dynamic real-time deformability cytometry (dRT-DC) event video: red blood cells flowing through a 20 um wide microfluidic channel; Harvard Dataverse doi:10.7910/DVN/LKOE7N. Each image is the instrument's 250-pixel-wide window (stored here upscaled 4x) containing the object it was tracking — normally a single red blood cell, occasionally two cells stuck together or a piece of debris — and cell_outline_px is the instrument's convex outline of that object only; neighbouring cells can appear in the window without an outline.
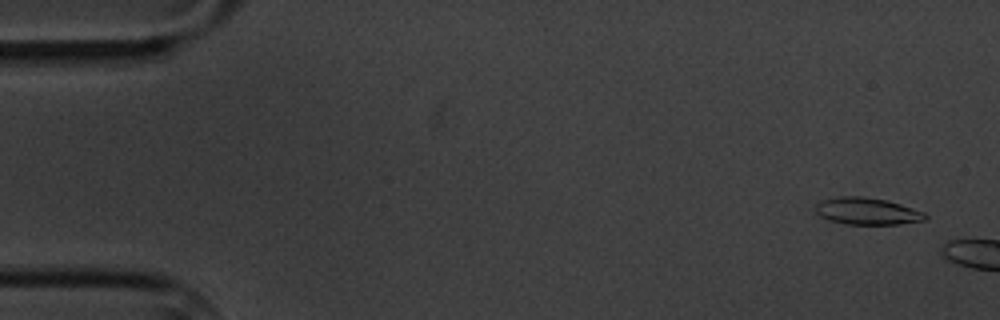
{"species": "common noctule bat (a hibernating species)", "species_latin": "Nyctalus noctula", "temperature_condition": "cold", "stored_images_in_passage": 2, "camera_frame_rate_fps": 3000, "um_per_image_px": 0.085, "animal": {"sex": "male", "body_mass_g": 20.1, "forearm_length_mm": 53.5}, "frame": {"image": 1, "passage_image": 1, "time_ms": 0.0, "image_size_px": [1000, 320], "cell_outline_px": [[928, 216], [924, 220], [896, 224], [844, 224], [828, 220], [820, 216], [816, 212], [816, 204], [820, 200], [840, 196], [864, 196], [888, 200], [924, 212]], "centroid_in_image_um": [73.67, 17.94], "position_along_channel_um": 11.3, "area_um2": 17.28}}